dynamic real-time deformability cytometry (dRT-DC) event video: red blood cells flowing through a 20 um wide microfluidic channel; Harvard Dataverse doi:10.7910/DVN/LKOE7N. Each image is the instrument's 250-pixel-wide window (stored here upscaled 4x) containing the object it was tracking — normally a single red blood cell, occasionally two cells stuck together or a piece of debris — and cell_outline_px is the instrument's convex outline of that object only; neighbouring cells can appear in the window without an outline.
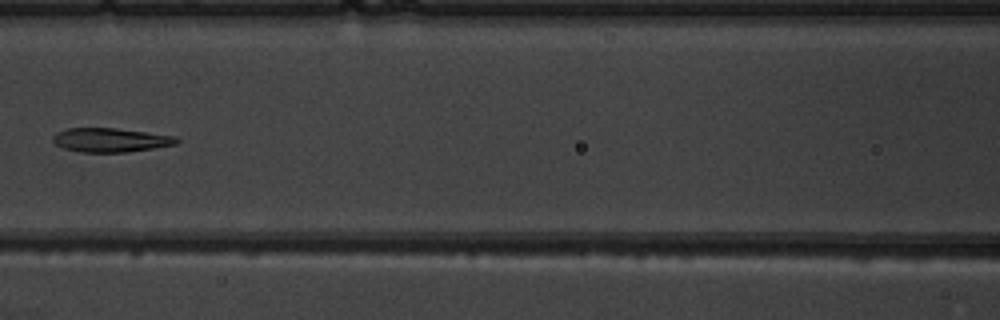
{"species": "common noctule bat (a hibernating species)", "species_latin": "Nyctalus noctula", "temperature_condition": "warm", "stored_images_in_passage": 8, "camera_frame_rate_fps": 3000, "um_per_image_px": 0.085, "animal": {"sex": "male", "body_mass_g": 19.5, "forearm_length_mm": 54.6}, "frame": {"image": 1, "passage_image": 8, "time_ms": 8.0, "image_size_px": [1000, 320], "cell_outline_px": [[180, 140], [176, 144], [128, 152], [80, 152], [64, 148], [56, 144], [52, 140], [52, 136], [56, 132], [68, 128], [116, 128], [172, 136]], "centroid_in_image_um": [9.34, 11.9], "position_along_channel_um": 157.3, "area_um2": 17.11}}